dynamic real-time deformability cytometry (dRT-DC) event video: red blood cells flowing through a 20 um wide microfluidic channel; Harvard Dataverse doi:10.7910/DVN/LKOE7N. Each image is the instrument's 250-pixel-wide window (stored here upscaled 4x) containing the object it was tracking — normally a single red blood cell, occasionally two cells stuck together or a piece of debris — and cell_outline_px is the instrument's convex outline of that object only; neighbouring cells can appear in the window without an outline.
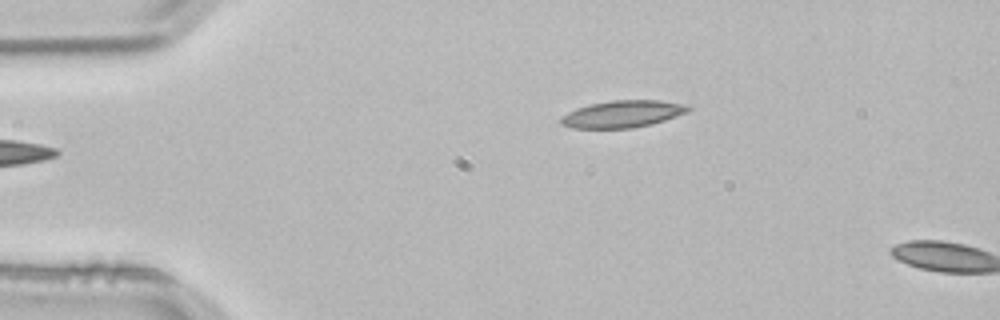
{"species": "common noctule bat (a hibernating species)", "species_latin": "Nyctalus noctula", "temperature_condition": "room temperature", "stored_images_in_passage": 3, "camera_frame_rate_fps": 3000, "um_per_image_px": 0.085, "animal": {"sex": "male", "body_mass_g": 21.5, "forearm_length_mm": 52.0}, "frame": {"image": 1, "passage_image": 3, "time_ms": 0.667, "image_size_px": [1000, 320], "cell_outline_px": [[692, 108], [688, 112], [652, 124], [632, 128], [572, 128], [560, 124], [560, 116], [576, 108], [588, 104], [612, 100], [660, 100], [692, 104]], "centroid_in_image_um": [52.95, 9.68], "position_along_channel_um": 32.0, "area_um2": 20.4}}